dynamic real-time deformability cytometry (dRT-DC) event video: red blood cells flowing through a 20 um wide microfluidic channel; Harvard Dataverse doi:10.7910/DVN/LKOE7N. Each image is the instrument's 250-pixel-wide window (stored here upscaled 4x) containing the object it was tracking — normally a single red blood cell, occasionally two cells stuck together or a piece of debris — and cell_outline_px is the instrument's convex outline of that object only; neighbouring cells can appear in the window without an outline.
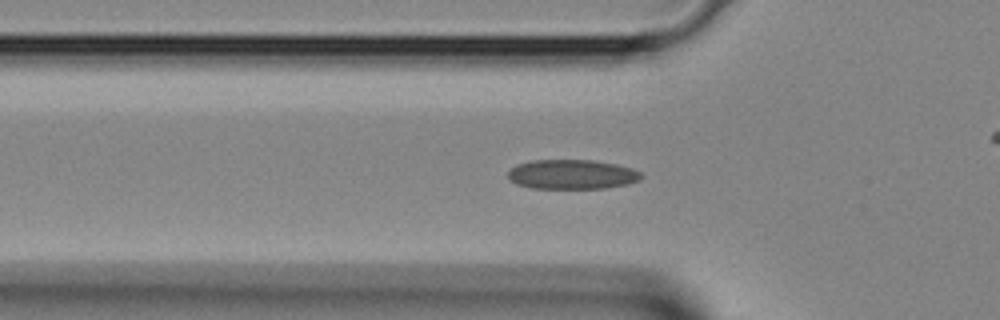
{"species": "Egyptian fruit bat (a non-hibernating species)", "species_latin": "Rousettus aegyptiacus", "temperature_condition": "room temperature", "stored_images_in_passage": 33, "camera_frame_rate_fps": 3000, "um_per_image_px": 0.085, "animal": {"sex": "female"}, "frame": {"image": 1, "passage_image": 7, "time_ms": 2.0, "image_size_px": [1000, 320], "cell_outline_px": [[640, 180], [628, 184], [604, 188], [532, 188], [516, 184], [508, 180], [508, 172], [516, 164], [532, 160], [592, 160], [616, 164], [632, 168], [640, 172]], "centroid_in_image_um": [48.58, 14.82], "position_along_channel_um": 77.2, "area_um2": 22.95}}
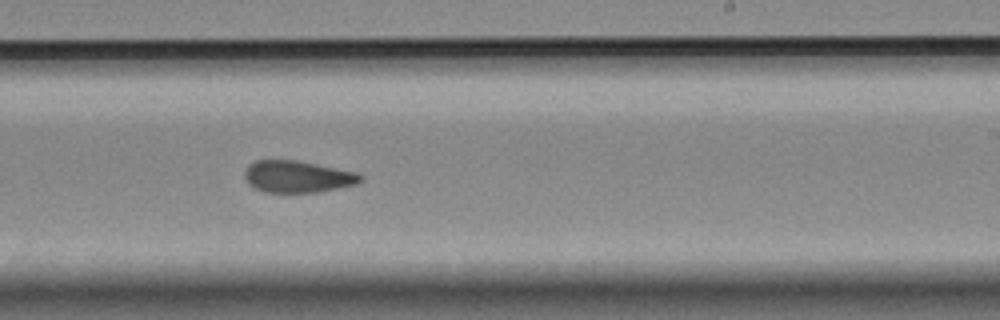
{"frame": {"image": 2, "passage_image": 18, "time_ms": 5.667, "image_size_px": [1000, 320], "cell_outline_px": [[364, 180], [356, 184], [320, 192], [264, 192], [248, 184], [244, 176], [244, 172], [248, 164], [256, 160], [296, 160], [356, 172], [364, 176]], "centroid_in_image_um": [25.29, 15.01], "position_along_channel_um": 263.7, "area_um2": 21.56}}
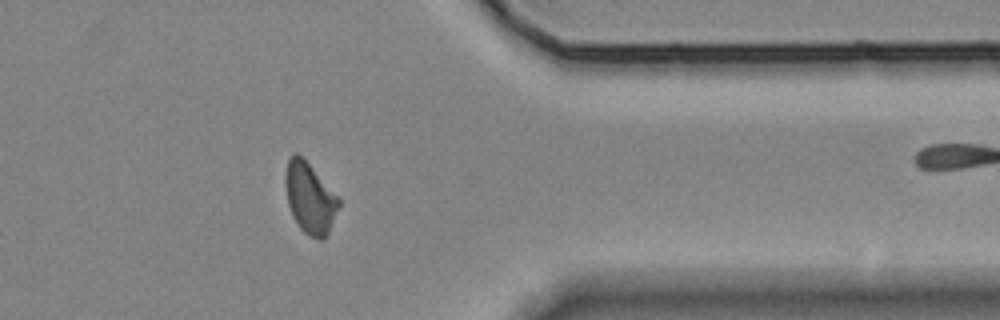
{"frame": {"image": 3, "passage_image": 26, "time_ms": 8.333, "image_size_px": [1000, 320], "cell_outline_px": [[340, 204], [328, 232], [324, 240], [316, 240], [308, 236], [300, 228], [292, 216], [288, 204], [284, 184], [284, 176], [288, 160], [296, 152], [312, 168], [340, 200]], "centroid_in_image_um": [26.31, 16.89], "position_along_channel_um": 385.1, "area_um2": 21.68}}